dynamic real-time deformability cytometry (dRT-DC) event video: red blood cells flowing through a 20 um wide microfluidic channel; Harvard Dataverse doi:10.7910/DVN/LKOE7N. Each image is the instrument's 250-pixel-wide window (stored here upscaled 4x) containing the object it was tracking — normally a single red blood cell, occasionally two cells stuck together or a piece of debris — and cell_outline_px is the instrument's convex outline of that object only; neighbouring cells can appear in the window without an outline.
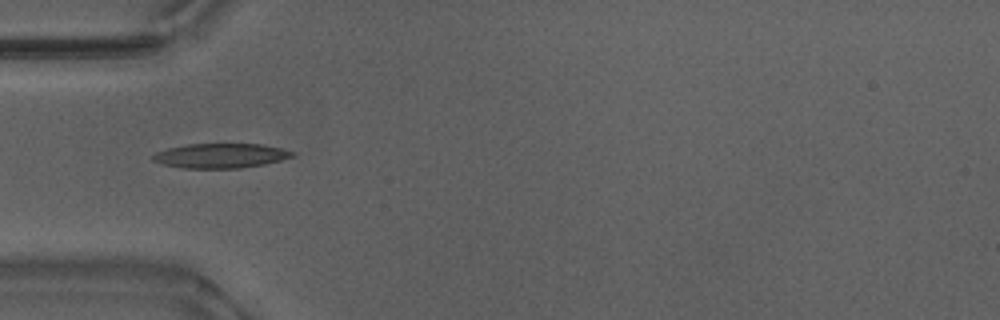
{"species": "Egyptian fruit bat (a non-hibernating species)", "species_latin": "Rousettus aegyptiacus", "temperature_condition": "warm", "stored_images_in_passage": 31, "camera_frame_rate_fps": 3000, "um_per_image_px": 0.085, "animal": {"sex": "male"}, "frame": {"image": 1, "passage_image": 1, "time_ms": 0.0, "image_size_px": [1000, 320], "cell_outline_px": [[296, 156], [264, 164], [240, 168], [184, 168], [160, 164], [152, 160], [152, 156], [156, 152], [168, 148], [188, 144], [260, 144], [280, 148], [296, 152]], "centroid_in_image_um": [18.75, 13.24], "position_along_channel_um": 66.3, "area_um2": 20.0}}
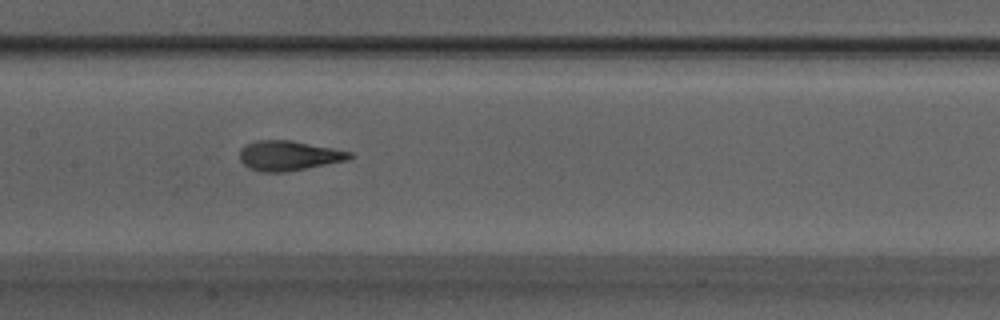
{"frame": {"image": 2, "passage_image": 10, "time_ms": 3.0, "image_size_px": [1000, 320], "cell_outline_px": [[356, 156], [348, 160], [288, 172], [260, 172], [248, 168], [240, 160], [240, 148], [256, 140], [292, 140], [352, 152]], "centroid_in_image_um": [24.56, 13.24], "position_along_channel_um": 182.8, "area_um2": 19.31}, "authors_computed_cell_mechanics": {"area_um2": 19.074, "velocity_mm_per_s": 3.879, "shape_relaxation_time_tau1_ms": 5.0273, "shape_relaxation_time_tau2_ms": 0.9442, "deformation_change_tau1": 0.2122, "deformation_change_tau2": 0.0873}}